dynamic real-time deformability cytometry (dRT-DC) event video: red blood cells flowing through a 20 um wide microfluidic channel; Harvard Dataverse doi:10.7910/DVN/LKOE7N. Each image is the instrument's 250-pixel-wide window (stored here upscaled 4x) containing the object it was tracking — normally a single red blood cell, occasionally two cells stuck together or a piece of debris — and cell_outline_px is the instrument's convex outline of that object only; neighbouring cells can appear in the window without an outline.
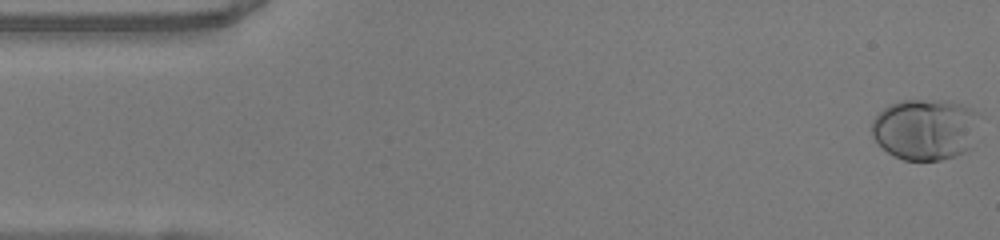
{"species": "human", "species_latin": "Homo sapiens", "temperature_condition": "warm", "stored_images_in_passage": 50, "camera_frame_rate_fps": 3000, "um_per_image_px": 0.085, "donor": {"sex": "female"}, "frame": {"image": 1, "passage_image": 1, "time_ms": 0.0, "image_size_px": [1000, 240], "cell_outline_px": [[984, 116], [972, 148], [968, 152], [956, 156], [940, 160], [904, 160], [888, 152], [872, 136], [872, 120], [884, 108], [892, 104], [904, 100], [944, 100], [960, 104], [972, 108], [980, 112]], "centroid_in_image_um": [78.78, 10.99], "position_along_channel_um": 6.2, "area_um2": 39.3}}
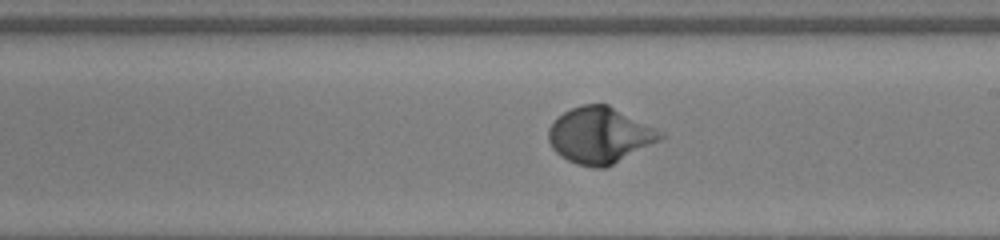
{"frame": {"image": 2, "passage_image": 28, "time_ms": 9.0, "image_size_px": [1000, 240], "cell_outline_px": [[668, 136], [604, 168], [592, 168], [576, 164], [560, 156], [552, 148], [548, 140], [548, 128], [564, 112], [572, 108], [584, 104], [608, 104], [656, 128]], "centroid_in_image_um": [50.98, 11.5], "position_along_channel_um": 238.0, "area_um2": 36.36}}
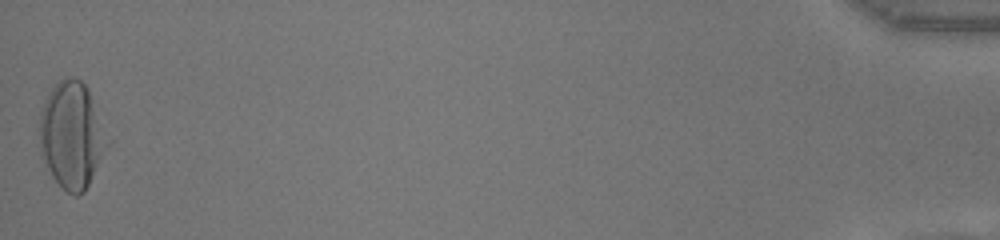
{"frame": {"image": 3, "passage_image": 50, "time_ms": 16.333, "image_size_px": [1000, 240], "cell_outline_px": [[112, 144], [84, 192], [76, 196], [72, 196], [52, 176], [40, 156], [40, 112], [52, 88], [64, 76], [72, 76], [80, 80], [88, 88], [112, 140]], "centroid_in_image_um": [6.17, 11.5], "position_along_channel_um": 429.0, "area_um2": 42.83}, "authors_computed_cell_mechanics": {"area_um2": 34.5644, "velocity_mm_per_s": 4.0502, "shape_relaxation_time_tau1_ms": 2.7462, "shape_relaxation_time_tau2_ms": null, "deformation_change_tau1": 0.1866, "deformation_change_tau2": null}}